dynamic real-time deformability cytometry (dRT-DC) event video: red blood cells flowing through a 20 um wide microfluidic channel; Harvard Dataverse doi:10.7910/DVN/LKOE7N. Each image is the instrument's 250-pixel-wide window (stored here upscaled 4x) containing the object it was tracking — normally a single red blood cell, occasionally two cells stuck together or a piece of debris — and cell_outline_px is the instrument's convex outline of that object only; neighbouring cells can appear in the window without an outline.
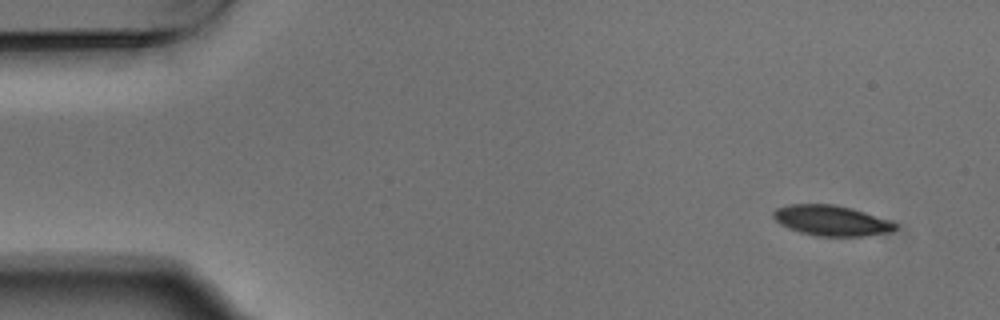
{"species": "Egyptian fruit bat (a non-hibernating species)", "species_latin": "Rousettus aegyptiacus", "temperature_condition": "warm", "stored_images_in_passage": 4, "camera_frame_rate_fps": 3000, "um_per_image_px": 0.085, "animal": {"sex": "male"}, "frame": {"image": 1, "passage_image": 1, "time_ms": 0.0, "image_size_px": [1000, 320], "cell_outline_px": [[896, 232], [864, 236], [816, 236], [800, 232], [788, 228], [780, 224], [772, 216], [772, 212], [776, 208], [788, 204], [832, 204], [852, 208], [888, 220], [896, 224]], "centroid_in_image_um": [70.66, 18.75], "position_along_channel_um": 14.3, "area_um2": 21.68}}
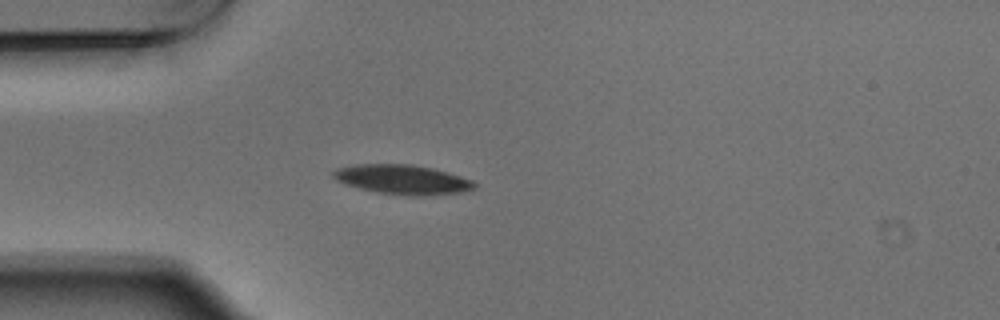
{"frame": {"image": 2, "passage_image": 4, "time_ms": 1.0, "image_size_px": [1000, 320], "cell_outline_px": [[476, 188], [460, 192], [420, 196], [408, 196], [376, 192], [360, 188], [336, 180], [332, 176], [332, 172], [336, 168], [352, 164], [412, 164], [432, 168], [448, 172], [472, 180], [476, 184]], "centroid_in_image_um": [34.2, 15.25], "position_along_channel_um": 50.8, "area_um2": 24.28}}